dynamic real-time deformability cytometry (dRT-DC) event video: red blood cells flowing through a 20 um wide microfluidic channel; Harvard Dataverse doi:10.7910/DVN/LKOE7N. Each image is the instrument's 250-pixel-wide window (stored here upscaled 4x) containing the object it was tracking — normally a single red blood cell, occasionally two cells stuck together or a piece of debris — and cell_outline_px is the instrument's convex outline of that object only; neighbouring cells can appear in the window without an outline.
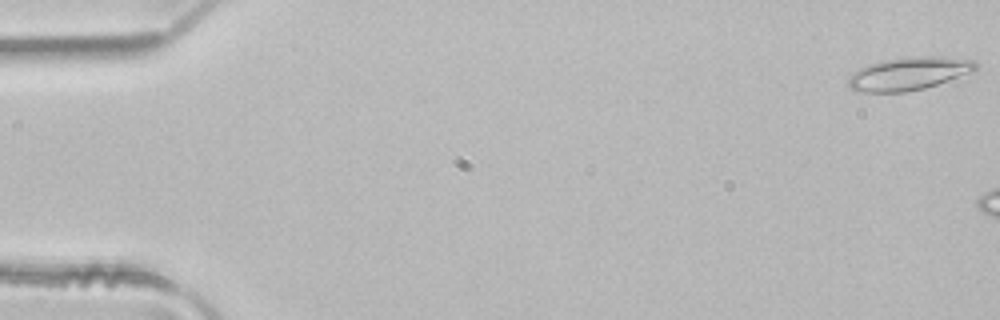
{"species": "common noctule bat (a hibernating species)", "species_latin": "Nyctalus noctula", "temperature_condition": "room temperature", "stored_images_in_passage": 6, "camera_frame_rate_fps": 3000, "um_per_image_px": 0.085, "animal": {"sex": "male", "body_mass_g": 21.5, "forearm_length_mm": 52.0}, "frame": {"image": 1, "passage_image": 1, "time_ms": 0.0, "image_size_px": [1000, 320], "cell_outline_px": [[976, 68], [972, 72], [924, 88], [904, 92], [856, 92], [848, 84], [848, 76], [852, 72], [868, 64], [884, 60], [916, 56], [940, 56], [972, 60], [976, 64]], "centroid_in_image_um": [77.19, 6.26], "position_along_channel_um": 7.8, "area_um2": 24.28}}